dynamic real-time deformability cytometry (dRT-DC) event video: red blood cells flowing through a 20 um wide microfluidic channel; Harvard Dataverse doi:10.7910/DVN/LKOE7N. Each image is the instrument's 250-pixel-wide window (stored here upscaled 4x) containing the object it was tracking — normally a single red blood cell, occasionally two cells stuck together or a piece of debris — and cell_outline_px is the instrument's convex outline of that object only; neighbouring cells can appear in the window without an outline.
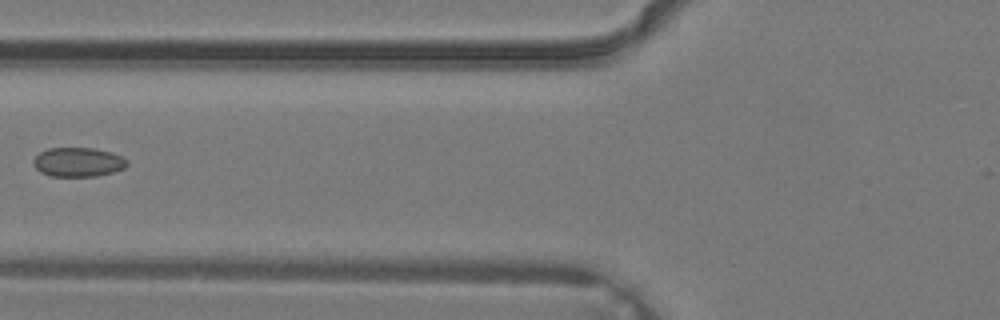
{"species": "common noctule bat (a hibernating species)", "species_latin": "Nyctalus noctula", "temperature_condition": "warm", "stored_images_in_passage": 4, "camera_frame_rate_fps": 3000, "um_per_image_px": 0.085, "animal": {"sex": "male", "body_mass_g": 19.2, "forearm_length_mm": 51.8}, "frame": {"image": 1, "passage_image": 4, "time_ms": 1.0, "image_size_px": [1000, 320], "cell_outline_px": [[128, 164], [124, 168], [112, 172], [96, 176], [52, 176], [40, 172], [32, 164], [32, 160], [40, 152], [48, 148], [92, 148], [112, 152], [128, 160]], "centroid_in_image_um": [6.62, 13.77], "position_along_channel_um": 119.2, "area_um2": 15.95}}